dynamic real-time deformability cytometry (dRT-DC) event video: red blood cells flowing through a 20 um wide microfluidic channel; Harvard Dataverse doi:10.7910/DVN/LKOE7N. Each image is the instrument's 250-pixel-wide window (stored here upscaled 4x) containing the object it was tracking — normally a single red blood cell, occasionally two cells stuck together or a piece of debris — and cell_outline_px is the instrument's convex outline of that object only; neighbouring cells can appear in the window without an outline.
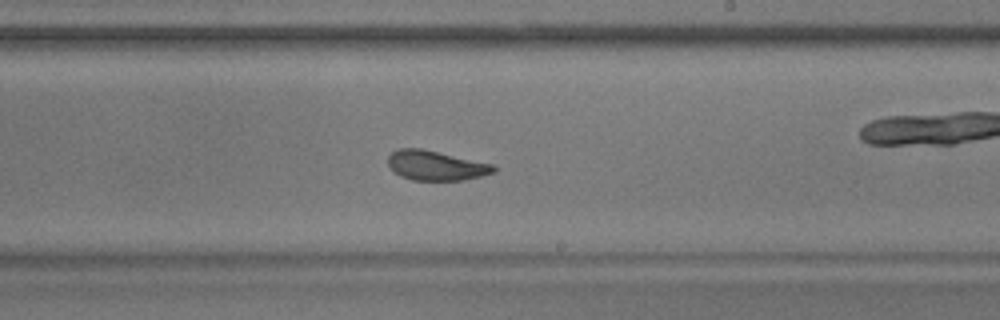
{"species": "common noctule bat (a hibernating species)", "species_latin": "Nyctalus noctula", "temperature_condition": "warm", "stored_images_in_passage": 57, "camera_frame_rate_fps": 3000, "um_per_image_px": 0.085, "animal": {"sex": "male", "body_mass_g": 17.9}, "frame": {"image": 1, "passage_image": 33, "time_ms": 10.667, "image_size_px": [1000, 320], "cell_outline_px": [[496, 172], [464, 180], [412, 180], [400, 176], [388, 164], [388, 156], [392, 152], [400, 148], [420, 148], [496, 164]], "centroid_in_image_um": [37.1, 14.06], "position_along_channel_um": 251.9, "area_um2": 18.32}, "authors_computed_cell_mechanics": {"area_um2": 20.0566, "velocity_mm_per_s": 3.5748, "shape_relaxation_time_tau1_ms": 7.2477, "shape_relaxation_time_tau2_ms": 1.6609, "deformation_change_tau1": 0.1627, "deformation_change_tau2": 0.0761}}